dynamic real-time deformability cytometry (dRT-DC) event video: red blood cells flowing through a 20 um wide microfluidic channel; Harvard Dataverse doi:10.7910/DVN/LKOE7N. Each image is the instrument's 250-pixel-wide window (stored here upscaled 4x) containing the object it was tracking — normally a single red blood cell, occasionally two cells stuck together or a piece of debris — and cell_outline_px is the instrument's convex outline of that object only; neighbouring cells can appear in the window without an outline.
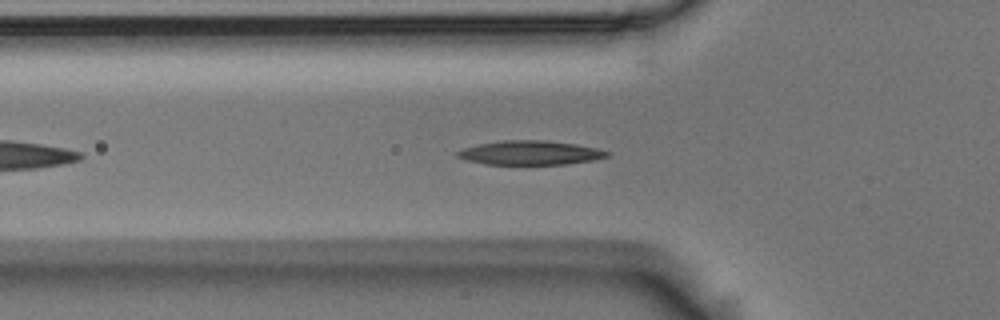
{"species": "Egyptian fruit bat (a non-hibernating species)", "species_latin": "Rousettus aegyptiacus", "temperature_condition": "room temperature", "stored_images_in_passage": 44, "camera_frame_rate_fps": 3000, "um_per_image_px": 0.085, "animal": {"sex": "male"}, "frame": {"image": 1, "passage_image": 7, "time_ms": 2.0, "image_size_px": [1000, 320], "cell_outline_px": [[612, 156], [596, 160], [568, 164], [484, 164], [464, 160], [456, 156], [456, 152], [464, 148], [480, 144], [504, 140], [544, 140], [576, 144], [596, 148], [612, 152]], "centroid_in_image_um": [45.13, 12.99], "position_along_channel_um": 80.7, "area_um2": 21.21}}
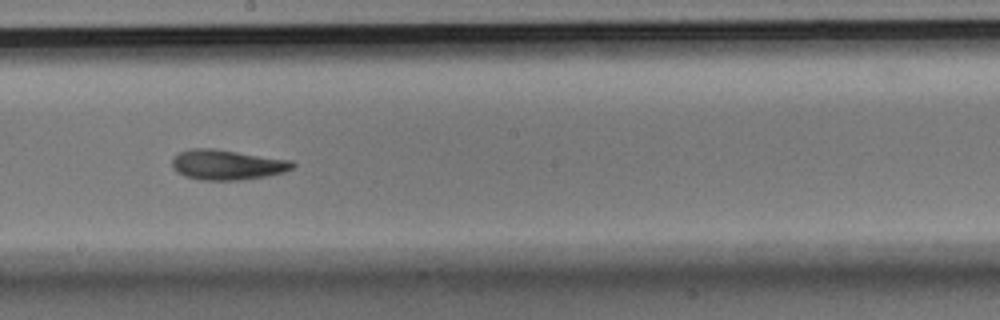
{"frame": {"image": 2, "passage_image": 19, "time_ms": 6.0, "image_size_px": [1000, 320], "cell_outline_px": [[296, 168], [284, 172], [268, 176], [240, 180], [200, 180], [184, 176], [176, 172], [172, 168], [172, 160], [180, 152], [188, 148], [212, 148], [292, 160], [296, 164]], "centroid_in_image_um": [19.33, 14.01], "position_along_channel_um": 228.9, "area_um2": 21.39}}
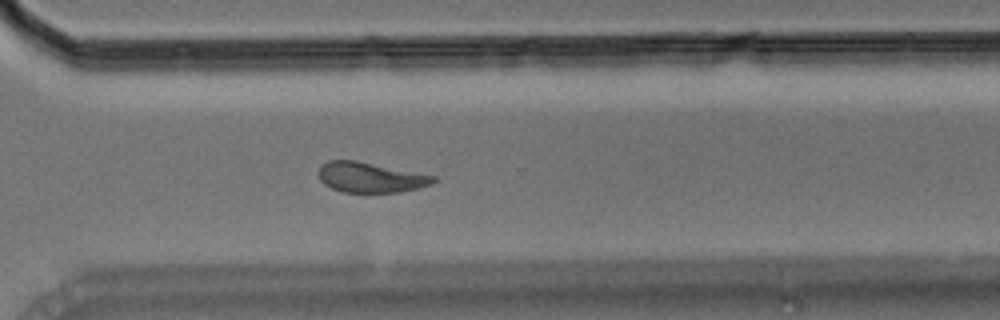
{"frame": {"image": 3, "passage_image": 28, "time_ms": 9.0, "image_size_px": [1000, 320], "cell_outline_px": [[436, 180], [432, 184], [400, 192], [344, 192], [332, 188], [324, 184], [320, 180], [320, 168], [328, 160], [356, 160], [436, 176]], "centroid_in_image_um": [31.5, 15.07], "position_along_channel_um": 339.1, "area_um2": 19.94}, "authors_computed_cell_mechanics": {"area_um2": 21.1548, "velocity_mm_per_s": 3.6806, "shape_relaxation_time_tau1_ms": 5.4948, "shape_relaxation_time_tau2_ms": 5.8162, "deformation_change_tau1": 0.1809, "deformation_change_tau2": 0.1059}}